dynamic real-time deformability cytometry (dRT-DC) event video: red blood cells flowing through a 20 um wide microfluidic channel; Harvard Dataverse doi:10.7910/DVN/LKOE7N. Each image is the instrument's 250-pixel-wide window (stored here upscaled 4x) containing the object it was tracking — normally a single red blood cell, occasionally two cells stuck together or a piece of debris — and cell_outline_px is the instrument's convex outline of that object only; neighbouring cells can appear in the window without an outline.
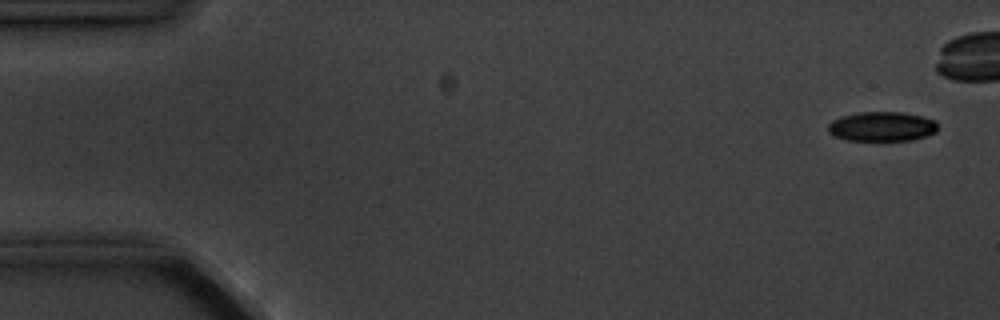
{"species": "common noctule bat (a hibernating species)", "species_latin": "Nyctalus noctula", "temperature_condition": "cold", "stored_images_in_passage": 7, "camera_frame_rate_fps": 3000, "um_per_image_px": 0.085, "animal": {"sex": "male", "body_mass_g": 20.1, "forearm_length_mm": 53.5}, "frame": {"image": 1, "passage_image": 1, "time_ms": 0.0, "image_size_px": [1000, 320], "cell_outline_px": [[936, 132], [912, 140], [844, 140], [828, 132], [828, 124], [832, 120], [840, 116], [860, 112], [904, 112], [936, 120]], "centroid_in_image_um": [74.93, 10.74], "position_along_channel_um": 10.1, "area_um2": 18.84}}